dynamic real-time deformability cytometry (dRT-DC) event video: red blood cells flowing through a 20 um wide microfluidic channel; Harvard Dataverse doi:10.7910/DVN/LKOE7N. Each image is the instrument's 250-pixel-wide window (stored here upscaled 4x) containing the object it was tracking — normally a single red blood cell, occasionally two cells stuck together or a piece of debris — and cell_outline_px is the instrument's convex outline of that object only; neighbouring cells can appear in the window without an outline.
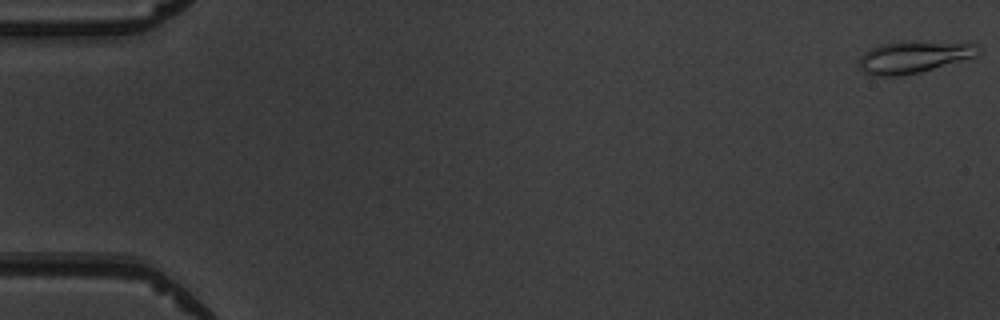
{"species": "common noctule bat (a hibernating species)", "species_latin": "Nyctalus noctula", "temperature_condition": "warm", "stored_images_in_passage": 4, "camera_frame_rate_fps": 3000, "um_per_image_px": 0.085, "animal": {"sex": "male", "body_mass_g": 19.5, "forearm_length_mm": 54.6}, "frame": {"image": 1, "passage_image": 1, "time_ms": 0.0, "image_size_px": [1000, 320], "cell_outline_px": [[980, 52], [976, 56], [920, 72], [900, 76], [872, 76], [864, 72], [856, 64], [860, 56], [864, 52], [872, 48], [884, 44], [900, 40], [968, 40], [976, 44], [980, 48]], "centroid_in_image_um": [77.73, 4.79], "position_along_channel_um": 7.3, "area_um2": 23.29}}